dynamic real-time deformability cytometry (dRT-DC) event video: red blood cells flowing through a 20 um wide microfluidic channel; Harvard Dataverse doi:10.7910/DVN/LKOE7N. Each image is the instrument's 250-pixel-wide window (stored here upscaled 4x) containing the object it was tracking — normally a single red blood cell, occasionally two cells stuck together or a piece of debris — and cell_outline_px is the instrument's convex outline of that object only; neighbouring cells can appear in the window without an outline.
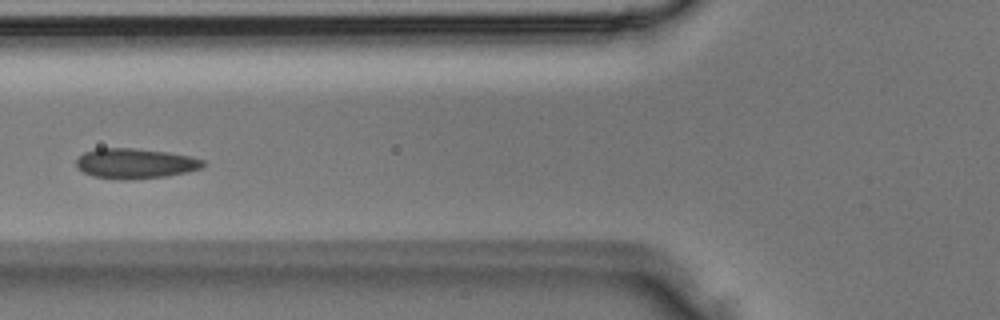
{"species": "Egyptian fruit bat (a non-hibernating species)", "species_latin": "Rousettus aegyptiacus", "temperature_condition": "room temperature", "stored_images_in_passage": 3, "camera_frame_rate_fps": 3000, "um_per_image_px": 0.085, "animal": {"sex": "male"}, "frame": {"image": 1, "passage_image": 3, "time_ms": 0.667, "image_size_px": [1000, 320], "cell_outline_px": [[204, 164], [200, 168], [168, 176], [132, 180], [120, 180], [92, 176], [84, 172], [76, 164], [76, 160], [84, 152], [96, 148], [132, 148], [168, 152], [192, 156], [204, 160]], "centroid_in_image_um": [11.49, 13.9], "position_along_channel_um": 114.3, "area_um2": 22.31}}